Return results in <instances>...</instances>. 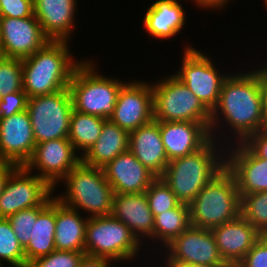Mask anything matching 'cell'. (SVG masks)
I'll return each instance as SVG.
<instances>
[{"label": "cell", "instance_id": "6da1fadb", "mask_svg": "<svg viewBox=\"0 0 267 267\" xmlns=\"http://www.w3.org/2000/svg\"><path fill=\"white\" fill-rule=\"evenodd\" d=\"M263 87L264 68L229 74L222 84L218 104L211 112V138L216 140L217 134L214 132L219 129L218 124L222 125L217 122L220 118L226 125L224 127L229 126L231 133L236 136V143L244 142L264 128Z\"/></svg>", "mask_w": 267, "mask_h": 267}, {"label": "cell", "instance_id": "7a4b0ae2", "mask_svg": "<svg viewBox=\"0 0 267 267\" xmlns=\"http://www.w3.org/2000/svg\"><path fill=\"white\" fill-rule=\"evenodd\" d=\"M67 42L50 40L33 55L22 59L23 91L28 98L68 88L75 69L82 62L72 59Z\"/></svg>", "mask_w": 267, "mask_h": 267}, {"label": "cell", "instance_id": "3957f363", "mask_svg": "<svg viewBox=\"0 0 267 267\" xmlns=\"http://www.w3.org/2000/svg\"><path fill=\"white\" fill-rule=\"evenodd\" d=\"M211 138L201 149L168 162L160 176L177 200L189 205L202 188L226 167L222 147ZM219 152H218V151ZM219 154V155H218ZM223 158V159H222Z\"/></svg>", "mask_w": 267, "mask_h": 267}, {"label": "cell", "instance_id": "277c9868", "mask_svg": "<svg viewBox=\"0 0 267 267\" xmlns=\"http://www.w3.org/2000/svg\"><path fill=\"white\" fill-rule=\"evenodd\" d=\"M241 197L234 175L225 167L189 204L190 224L212 229L241 214Z\"/></svg>", "mask_w": 267, "mask_h": 267}, {"label": "cell", "instance_id": "5b68a950", "mask_svg": "<svg viewBox=\"0 0 267 267\" xmlns=\"http://www.w3.org/2000/svg\"><path fill=\"white\" fill-rule=\"evenodd\" d=\"M62 181L66 194L55 196L61 203L91 213L88 217L111 215L114 191L102 168L81 161Z\"/></svg>", "mask_w": 267, "mask_h": 267}, {"label": "cell", "instance_id": "8992f818", "mask_svg": "<svg viewBox=\"0 0 267 267\" xmlns=\"http://www.w3.org/2000/svg\"><path fill=\"white\" fill-rule=\"evenodd\" d=\"M90 61H82L69 83L73 109L109 119L118 93L126 82L98 74L94 66L96 64Z\"/></svg>", "mask_w": 267, "mask_h": 267}, {"label": "cell", "instance_id": "52a82bcc", "mask_svg": "<svg viewBox=\"0 0 267 267\" xmlns=\"http://www.w3.org/2000/svg\"><path fill=\"white\" fill-rule=\"evenodd\" d=\"M151 86L153 120L190 121L204 123L210 128L211 111L173 74Z\"/></svg>", "mask_w": 267, "mask_h": 267}, {"label": "cell", "instance_id": "ba28073f", "mask_svg": "<svg viewBox=\"0 0 267 267\" xmlns=\"http://www.w3.org/2000/svg\"><path fill=\"white\" fill-rule=\"evenodd\" d=\"M141 244L129 227L112 215L89 217L87 221L85 255L118 263L131 261L138 255Z\"/></svg>", "mask_w": 267, "mask_h": 267}, {"label": "cell", "instance_id": "9c48e42d", "mask_svg": "<svg viewBox=\"0 0 267 267\" xmlns=\"http://www.w3.org/2000/svg\"><path fill=\"white\" fill-rule=\"evenodd\" d=\"M72 110L69 88L28 98L27 112L36 144L68 138Z\"/></svg>", "mask_w": 267, "mask_h": 267}, {"label": "cell", "instance_id": "30bf717a", "mask_svg": "<svg viewBox=\"0 0 267 267\" xmlns=\"http://www.w3.org/2000/svg\"><path fill=\"white\" fill-rule=\"evenodd\" d=\"M184 49L182 67L173 75L212 112L218 104L222 84L229 74H221L215 63L193 46Z\"/></svg>", "mask_w": 267, "mask_h": 267}, {"label": "cell", "instance_id": "8fae6325", "mask_svg": "<svg viewBox=\"0 0 267 267\" xmlns=\"http://www.w3.org/2000/svg\"><path fill=\"white\" fill-rule=\"evenodd\" d=\"M32 174L24 166H18L9 175L0 195V218L51 202L54 189L37 173Z\"/></svg>", "mask_w": 267, "mask_h": 267}, {"label": "cell", "instance_id": "7c38bea8", "mask_svg": "<svg viewBox=\"0 0 267 267\" xmlns=\"http://www.w3.org/2000/svg\"><path fill=\"white\" fill-rule=\"evenodd\" d=\"M81 161V154H76L68 138H60L36 144L24 167L31 173L37 168V175L56 191V185Z\"/></svg>", "mask_w": 267, "mask_h": 267}, {"label": "cell", "instance_id": "4fadbf2b", "mask_svg": "<svg viewBox=\"0 0 267 267\" xmlns=\"http://www.w3.org/2000/svg\"><path fill=\"white\" fill-rule=\"evenodd\" d=\"M49 41L35 16L0 17V56L24 59Z\"/></svg>", "mask_w": 267, "mask_h": 267}, {"label": "cell", "instance_id": "5bb4252c", "mask_svg": "<svg viewBox=\"0 0 267 267\" xmlns=\"http://www.w3.org/2000/svg\"><path fill=\"white\" fill-rule=\"evenodd\" d=\"M109 120L129 133L153 120V93L148 82L125 83Z\"/></svg>", "mask_w": 267, "mask_h": 267}, {"label": "cell", "instance_id": "9a60e30c", "mask_svg": "<svg viewBox=\"0 0 267 267\" xmlns=\"http://www.w3.org/2000/svg\"><path fill=\"white\" fill-rule=\"evenodd\" d=\"M166 247V253L179 262L229 267L219 254L211 229L190 225Z\"/></svg>", "mask_w": 267, "mask_h": 267}, {"label": "cell", "instance_id": "2e32d148", "mask_svg": "<svg viewBox=\"0 0 267 267\" xmlns=\"http://www.w3.org/2000/svg\"><path fill=\"white\" fill-rule=\"evenodd\" d=\"M36 142L27 110L0 118V162L25 166Z\"/></svg>", "mask_w": 267, "mask_h": 267}, {"label": "cell", "instance_id": "e0dca14e", "mask_svg": "<svg viewBox=\"0 0 267 267\" xmlns=\"http://www.w3.org/2000/svg\"><path fill=\"white\" fill-rule=\"evenodd\" d=\"M226 148V168L234 175L240 195L267 191V159L258 157L244 142ZM234 148V149H233Z\"/></svg>", "mask_w": 267, "mask_h": 267}, {"label": "cell", "instance_id": "ac0fdd59", "mask_svg": "<svg viewBox=\"0 0 267 267\" xmlns=\"http://www.w3.org/2000/svg\"><path fill=\"white\" fill-rule=\"evenodd\" d=\"M219 254L229 267H236L262 237V234L241 214L211 229Z\"/></svg>", "mask_w": 267, "mask_h": 267}, {"label": "cell", "instance_id": "d6986e66", "mask_svg": "<svg viewBox=\"0 0 267 267\" xmlns=\"http://www.w3.org/2000/svg\"><path fill=\"white\" fill-rule=\"evenodd\" d=\"M102 169L114 193L118 194L145 193L157 178L129 149L116 156Z\"/></svg>", "mask_w": 267, "mask_h": 267}, {"label": "cell", "instance_id": "ffe728a7", "mask_svg": "<svg viewBox=\"0 0 267 267\" xmlns=\"http://www.w3.org/2000/svg\"><path fill=\"white\" fill-rule=\"evenodd\" d=\"M159 126L169 161L196 152L211 139L209 128L204 123L160 121Z\"/></svg>", "mask_w": 267, "mask_h": 267}, {"label": "cell", "instance_id": "44dd1931", "mask_svg": "<svg viewBox=\"0 0 267 267\" xmlns=\"http://www.w3.org/2000/svg\"><path fill=\"white\" fill-rule=\"evenodd\" d=\"M111 215L127 225L140 243L153 239L154 216L145 193H114Z\"/></svg>", "mask_w": 267, "mask_h": 267}, {"label": "cell", "instance_id": "7402d4cb", "mask_svg": "<svg viewBox=\"0 0 267 267\" xmlns=\"http://www.w3.org/2000/svg\"><path fill=\"white\" fill-rule=\"evenodd\" d=\"M77 5V0H34V16L50 40L68 41Z\"/></svg>", "mask_w": 267, "mask_h": 267}, {"label": "cell", "instance_id": "603a6c76", "mask_svg": "<svg viewBox=\"0 0 267 267\" xmlns=\"http://www.w3.org/2000/svg\"><path fill=\"white\" fill-rule=\"evenodd\" d=\"M129 150L145 167L160 177L168 165V158L162 143L159 121L142 125L130 132Z\"/></svg>", "mask_w": 267, "mask_h": 267}, {"label": "cell", "instance_id": "cb8c5ba5", "mask_svg": "<svg viewBox=\"0 0 267 267\" xmlns=\"http://www.w3.org/2000/svg\"><path fill=\"white\" fill-rule=\"evenodd\" d=\"M180 0H157L144 14L143 24L150 36L170 39L181 33L185 24V10Z\"/></svg>", "mask_w": 267, "mask_h": 267}, {"label": "cell", "instance_id": "d4e9b609", "mask_svg": "<svg viewBox=\"0 0 267 267\" xmlns=\"http://www.w3.org/2000/svg\"><path fill=\"white\" fill-rule=\"evenodd\" d=\"M76 209L56 199L55 250L85 251L86 224L89 217H81Z\"/></svg>", "mask_w": 267, "mask_h": 267}, {"label": "cell", "instance_id": "484cf974", "mask_svg": "<svg viewBox=\"0 0 267 267\" xmlns=\"http://www.w3.org/2000/svg\"><path fill=\"white\" fill-rule=\"evenodd\" d=\"M129 135L128 131L107 119L98 140L82 156V162L91 167H104L116 156L129 149Z\"/></svg>", "mask_w": 267, "mask_h": 267}, {"label": "cell", "instance_id": "4316f807", "mask_svg": "<svg viewBox=\"0 0 267 267\" xmlns=\"http://www.w3.org/2000/svg\"><path fill=\"white\" fill-rule=\"evenodd\" d=\"M56 198L37 215L29 243L24 248L26 263L55 251Z\"/></svg>", "mask_w": 267, "mask_h": 267}, {"label": "cell", "instance_id": "83f0119b", "mask_svg": "<svg viewBox=\"0 0 267 267\" xmlns=\"http://www.w3.org/2000/svg\"><path fill=\"white\" fill-rule=\"evenodd\" d=\"M107 119L72 110L68 140L84 156L102 133V126Z\"/></svg>", "mask_w": 267, "mask_h": 267}, {"label": "cell", "instance_id": "f1b7e54d", "mask_svg": "<svg viewBox=\"0 0 267 267\" xmlns=\"http://www.w3.org/2000/svg\"><path fill=\"white\" fill-rule=\"evenodd\" d=\"M189 205L177 207L154 216L153 239L166 246L190 226ZM157 239V240H156Z\"/></svg>", "mask_w": 267, "mask_h": 267}, {"label": "cell", "instance_id": "f546056e", "mask_svg": "<svg viewBox=\"0 0 267 267\" xmlns=\"http://www.w3.org/2000/svg\"><path fill=\"white\" fill-rule=\"evenodd\" d=\"M27 267L23 246L19 243L8 218H0V264Z\"/></svg>", "mask_w": 267, "mask_h": 267}, {"label": "cell", "instance_id": "4dcf8cb0", "mask_svg": "<svg viewBox=\"0 0 267 267\" xmlns=\"http://www.w3.org/2000/svg\"><path fill=\"white\" fill-rule=\"evenodd\" d=\"M241 197V215L262 235L267 234V191Z\"/></svg>", "mask_w": 267, "mask_h": 267}, {"label": "cell", "instance_id": "1f68e13d", "mask_svg": "<svg viewBox=\"0 0 267 267\" xmlns=\"http://www.w3.org/2000/svg\"><path fill=\"white\" fill-rule=\"evenodd\" d=\"M145 194L153 216L164 213L180 204L170 187L160 177H157L150 184Z\"/></svg>", "mask_w": 267, "mask_h": 267}, {"label": "cell", "instance_id": "d6a6232c", "mask_svg": "<svg viewBox=\"0 0 267 267\" xmlns=\"http://www.w3.org/2000/svg\"><path fill=\"white\" fill-rule=\"evenodd\" d=\"M23 90L22 59L0 56V99Z\"/></svg>", "mask_w": 267, "mask_h": 267}, {"label": "cell", "instance_id": "836d02e7", "mask_svg": "<svg viewBox=\"0 0 267 267\" xmlns=\"http://www.w3.org/2000/svg\"><path fill=\"white\" fill-rule=\"evenodd\" d=\"M45 207L46 206H36L33 208L21 210L8 217L12 229L23 248H25L29 243L37 215Z\"/></svg>", "mask_w": 267, "mask_h": 267}, {"label": "cell", "instance_id": "e575fe53", "mask_svg": "<svg viewBox=\"0 0 267 267\" xmlns=\"http://www.w3.org/2000/svg\"><path fill=\"white\" fill-rule=\"evenodd\" d=\"M85 251L55 250L28 263L27 267H77Z\"/></svg>", "mask_w": 267, "mask_h": 267}, {"label": "cell", "instance_id": "d590c367", "mask_svg": "<svg viewBox=\"0 0 267 267\" xmlns=\"http://www.w3.org/2000/svg\"><path fill=\"white\" fill-rule=\"evenodd\" d=\"M34 16V0H0V17L28 18Z\"/></svg>", "mask_w": 267, "mask_h": 267}, {"label": "cell", "instance_id": "8d00e7d4", "mask_svg": "<svg viewBox=\"0 0 267 267\" xmlns=\"http://www.w3.org/2000/svg\"><path fill=\"white\" fill-rule=\"evenodd\" d=\"M28 96L21 90L3 96L0 99V118L27 110Z\"/></svg>", "mask_w": 267, "mask_h": 267}, {"label": "cell", "instance_id": "74e56055", "mask_svg": "<svg viewBox=\"0 0 267 267\" xmlns=\"http://www.w3.org/2000/svg\"><path fill=\"white\" fill-rule=\"evenodd\" d=\"M236 267H267V241L261 237Z\"/></svg>", "mask_w": 267, "mask_h": 267}, {"label": "cell", "instance_id": "f35d334b", "mask_svg": "<svg viewBox=\"0 0 267 267\" xmlns=\"http://www.w3.org/2000/svg\"><path fill=\"white\" fill-rule=\"evenodd\" d=\"M244 143L260 158L267 159V129L262 128L250 135Z\"/></svg>", "mask_w": 267, "mask_h": 267}, {"label": "cell", "instance_id": "ab89813d", "mask_svg": "<svg viewBox=\"0 0 267 267\" xmlns=\"http://www.w3.org/2000/svg\"><path fill=\"white\" fill-rule=\"evenodd\" d=\"M114 260L105 257H93L84 255L77 267H111Z\"/></svg>", "mask_w": 267, "mask_h": 267}, {"label": "cell", "instance_id": "60d3db41", "mask_svg": "<svg viewBox=\"0 0 267 267\" xmlns=\"http://www.w3.org/2000/svg\"><path fill=\"white\" fill-rule=\"evenodd\" d=\"M18 166L8 162H0V195L4 190L5 183L9 175L17 168Z\"/></svg>", "mask_w": 267, "mask_h": 267}, {"label": "cell", "instance_id": "b9f144b4", "mask_svg": "<svg viewBox=\"0 0 267 267\" xmlns=\"http://www.w3.org/2000/svg\"><path fill=\"white\" fill-rule=\"evenodd\" d=\"M194 4L197 5V7H201L204 10L207 8H213V10L215 9H223L224 6H226L227 4H229L230 0H193ZM215 8V9H214Z\"/></svg>", "mask_w": 267, "mask_h": 267}, {"label": "cell", "instance_id": "7bdbcfd3", "mask_svg": "<svg viewBox=\"0 0 267 267\" xmlns=\"http://www.w3.org/2000/svg\"><path fill=\"white\" fill-rule=\"evenodd\" d=\"M263 98H264V128L267 129V66L264 67Z\"/></svg>", "mask_w": 267, "mask_h": 267}, {"label": "cell", "instance_id": "ee69618b", "mask_svg": "<svg viewBox=\"0 0 267 267\" xmlns=\"http://www.w3.org/2000/svg\"><path fill=\"white\" fill-rule=\"evenodd\" d=\"M166 255L167 256L165 259H167V260L164 263L167 265L164 267H190V264L176 261V260L172 259L168 254H166Z\"/></svg>", "mask_w": 267, "mask_h": 267}, {"label": "cell", "instance_id": "f6af8a7d", "mask_svg": "<svg viewBox=\"0 0 267 267\" xmlns=\"http://www.w3.org/2000/svg\"><path fill=\"white\" fill-rule=\"evenodd\" d=\"M190 267H217V266H212L207 264H190Z\"/></svg>", "mask_w": 267, "mask_h": 267}, {"label": "cell", "instance_id": "bcb514c9", "mask_svg": "<svg viewBox=\"0 0 267 267\" xmlns=\"http://www.w3.org/2000/svg\"><path fill=\"white\" fill-rule=\"evenodd\" d=\"M262 237L267 241V234H263Z\"/></svg>", "mask_w": 267, "mask_h": 267}, {"label": "cell", "instance_id": "7dc6e473", "mask_svg": "<svg viewBox=\"0 0 267 267\" xmlns=\"http://www.w3.org/2000/svg\"><path fill=\"white\" fill-rule=\"evenodd\" d=\"M264 4H265L266 9H267V0H264Z\"/></svg>", "mask_w": 267, "mask_h": 267}]
</instances>
